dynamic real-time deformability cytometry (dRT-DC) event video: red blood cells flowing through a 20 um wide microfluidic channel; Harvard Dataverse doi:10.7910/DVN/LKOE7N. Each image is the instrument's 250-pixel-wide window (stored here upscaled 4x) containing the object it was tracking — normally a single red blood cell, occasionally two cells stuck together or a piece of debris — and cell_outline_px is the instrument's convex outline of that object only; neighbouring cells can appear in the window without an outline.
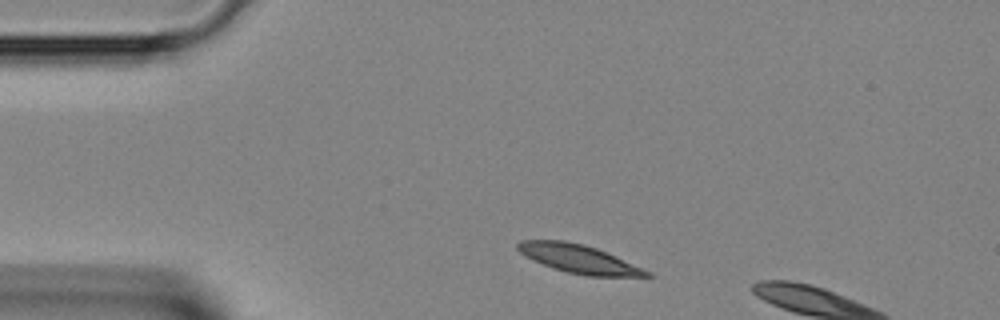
{"species": "Egyptian fruit bat (a non-hibernating species)", "species_latin": "Rousettus aegyptiacus", "temperature_condition": "room temperature", "stored_images_in_passage": 3, "camera_frame_rate_fps": 3000, "um_per_image_px": 0.085, "animal": {"sex": "female"}, "frame": {"image": 1, "passage_image": 1, "time_ms": 0.0, "image_size_px": [1000, 320], "cell_outline_px": [[652, 276], [588, 276], [568, 272], [552, 268], [532, 260], [524, 256], [516, 248], [516, 244], [520, 240], [564, 240], [584, 244], [596, 248], [652, 272]], "centroid_in_image_um": [49.14, 21.99], "position_along_channel_um": 35.9, "area_um2": 21.27}}